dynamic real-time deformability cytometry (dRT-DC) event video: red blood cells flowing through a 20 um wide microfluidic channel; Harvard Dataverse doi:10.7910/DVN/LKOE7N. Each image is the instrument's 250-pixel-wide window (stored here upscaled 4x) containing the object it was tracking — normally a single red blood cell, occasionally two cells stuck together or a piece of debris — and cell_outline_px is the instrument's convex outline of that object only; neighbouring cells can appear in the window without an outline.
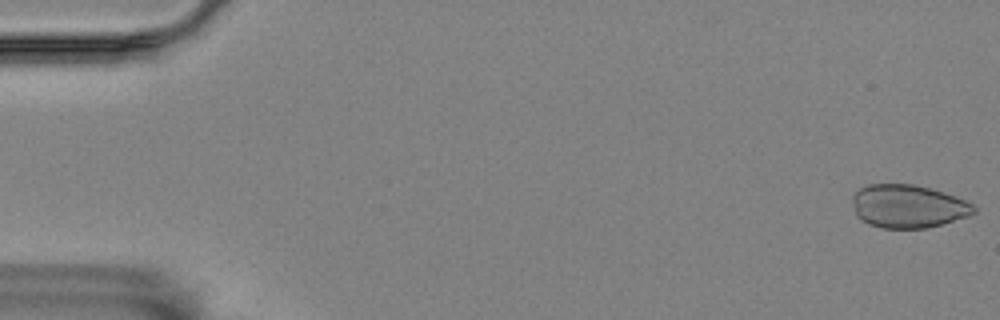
{"species": "Egyptian fruit bat (a non-hibernating species)", "species_latin": "Rousettus aegyptiacus", "temperature_condition": "room temperature", "stored_images_in_passage": 8, "camera_frame_rate_fps": 3000, "um_per_image_px": 0.085, "animal": {"sex": "female"}, "frame": {"image": 1, "passage_image": 1, "time_ms": 0.0, "image_size_px": [1000, 320], "cell_outline_px": [[976, 212], [968, 216], [940, 224], [924, 228], [880, 228], [868, 224], [856, 216], [852, 200], [852, 196], [860, 188], [868, 184], [912, 184], [944, 192], [956, 196], [972, 204], [976, 208]], "centroid_in_image_um": [77.16, 17.53], "position_along_channel_um": 7.8, "area_um2": 30.46}}
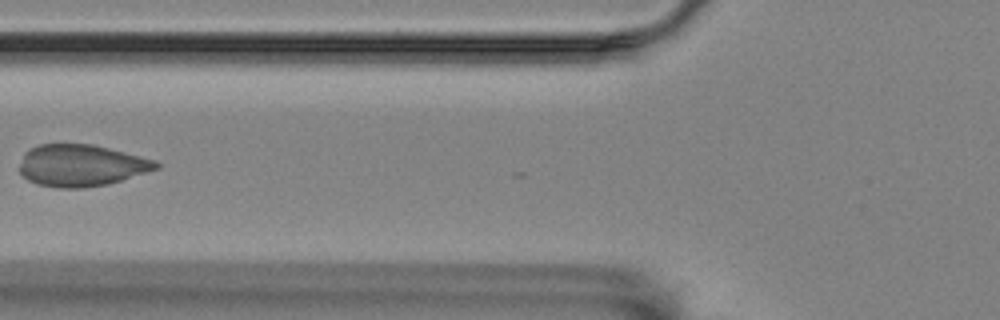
{"frame": {"image": 2, "passage_image": 7, "time_ms": 2.0, "image_size_px": [1000, 320], "cell_outline_px": [[160, 168], [108, 184], [84, 188], [56, 188], [36, 184], [28, 180], [20, 172], [20, 164], [24, 152], [28, 148], [40, 144], [92, 144], [156, 160], [160, 164]], "centroid_in_image_um": [6.89, 14.07], "position_along_channel_um": 118.9, "area_um2": 33.35}}
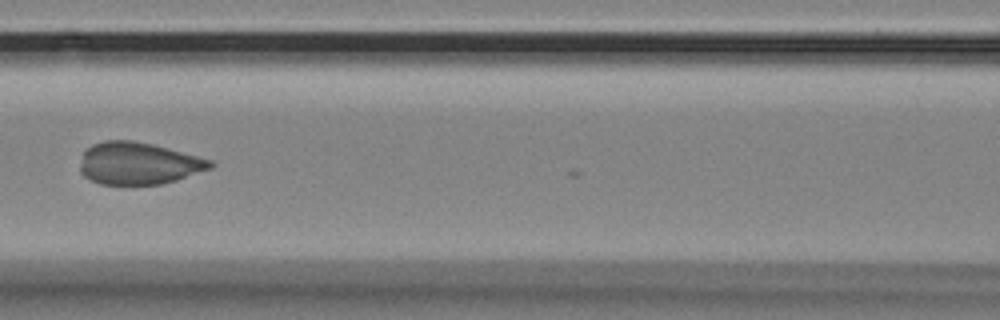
{"frame": {"image": 3, "passage_image": 8, "time_ms": 2.333, "image_size_px": [1000, 320], "cell_outline_px": [[216, 164], [212, 168], [176, 180], [160, 184], [100, 184], [88, 180], [80, 172], [80, 164], [84, 152], [92, 144], [104, 140], [132, 140], [152, 144], [212, 160]], "centroid_in_image_um": [11.75, 13.89], "position_along_channel_um": 154.8, "area_um2": 31.96}}